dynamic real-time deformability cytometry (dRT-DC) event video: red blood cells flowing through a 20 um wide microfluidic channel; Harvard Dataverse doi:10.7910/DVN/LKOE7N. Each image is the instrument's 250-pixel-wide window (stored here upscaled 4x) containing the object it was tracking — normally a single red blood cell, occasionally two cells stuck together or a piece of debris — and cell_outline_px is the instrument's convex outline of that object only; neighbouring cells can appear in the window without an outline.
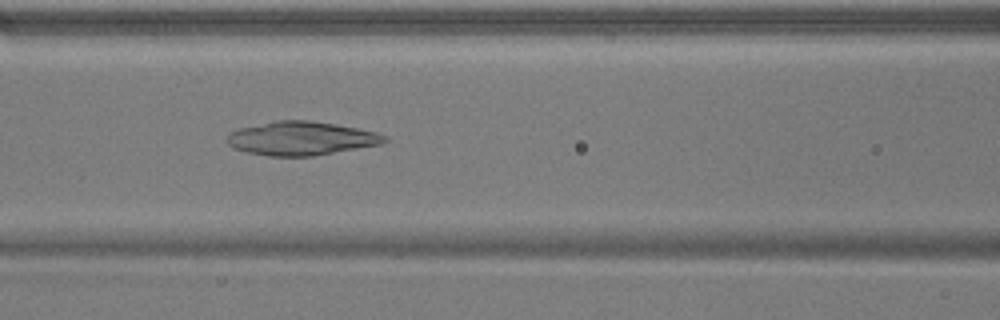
{"species": "common noctule bat (a hibernating species)", "species_latin": "Nyctalus noctula", "temperature_condition": "warm", "stored_images_in_passage": 44, "camera_frame_rate_fps": 3000, "um_per_image_px": 0.085, "animal": {"sex": "male", "body_mass_g": 17.9}, "frame": {"image": 1, "passage_image": 17, "time_ms": 5.333, "image_size_px": [1000, 320], "cell_outline_px": [[388, 140], [380, 144], [312, 156], [268, 156], [248, 152], [232, 148], [224, 140], [232, 132], [240, 128], [276, 120], [308, 120], [336, 124], [376, 132], [388, 136]], "centroid_in_image_um": [25.58, 11.76], "position_along_channel_um": 141.0, "area_um2": 30.75}}
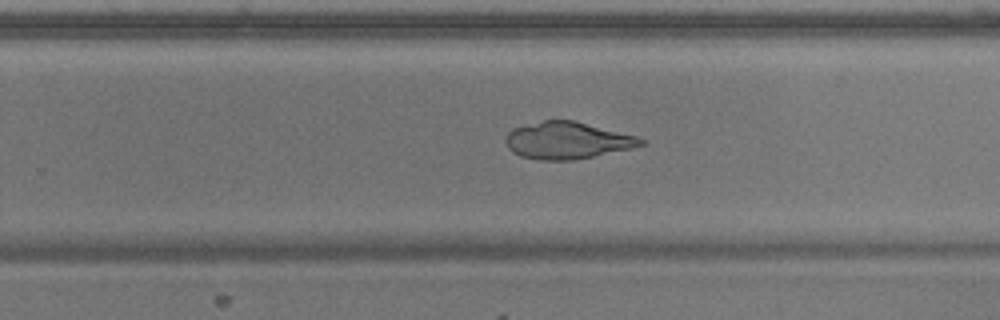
{"frame": {"image": 2, "passage_image": 28, "time_ms": 9.0, "image_size_px": [1000, 320], "cell_outline_px": [[648, 144], [632, 148], [572, 160], [540, 160], [520, 156], [512, 152], [508, 148], [504, 140], [508, 132], [512, 128], [544, 120], [572, 120], [636, 136], [648, 140]], "centroid_in_image_um": [48.21, 11.94], "position_along_channel_um": 281.6, "area_um2": 29.07}}
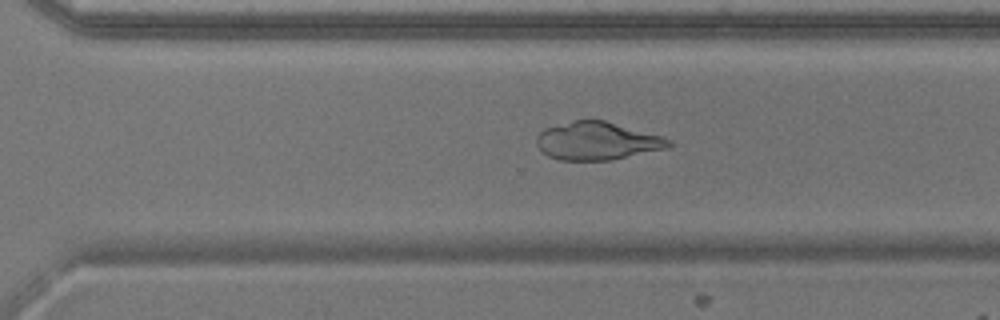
{"frame": {"image": 3, "passage_image": 31, "time_ms": 10.0, "image_size_px": [1000, 320], "cell_outline_px": [[676, 144], [668, 148], [612, 160], [560, 160], [548, 156], [536, 144], [536, 136], [544, 128], [572, 120], [604, 120], [660, 136], [672, 140]], "centroid_in_image_um": [50.77, 11.98], "position_along_channel_um": 319.8, "area_um2": 29.25}}